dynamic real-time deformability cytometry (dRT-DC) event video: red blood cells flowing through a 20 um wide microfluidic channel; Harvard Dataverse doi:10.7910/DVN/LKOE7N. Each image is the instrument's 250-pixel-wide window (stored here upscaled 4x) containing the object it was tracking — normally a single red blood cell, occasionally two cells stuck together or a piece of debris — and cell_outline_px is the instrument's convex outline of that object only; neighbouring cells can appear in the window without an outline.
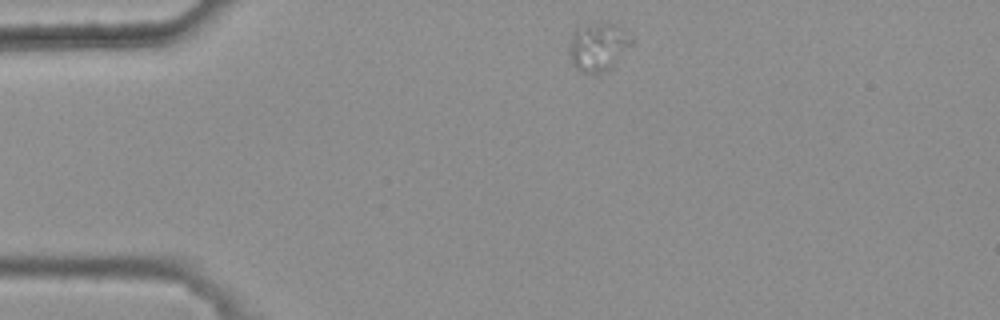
{"species": "common noctule bat (a hibernating species)", "species_latin": "Nyctalus noctula", "temperature_condition": "warm", "stored_images_in_passage": 41, "camera_frame_rate_fps": 3000, "um_per_image_px": 0.085, "animal": {"sex": "female", "body_mass_g": 25.1}, "frame": {"image": 1, "passage_image": 1, "time_ms": 0.0, "image_size_px": [1000, 320], "cell_outline_px": [[632, 44], [604, 72], [596, 76], [584, 72], [576, 68], [572, 64], [568, 48], [572, 36], [576, 28], [588, 24], [612, 24], [628, 32], [632, 40]], "centroid_in_image_um": [50.8, 4.0], "position_along_channel_um": 34.2, "area_um2": 17.17}}
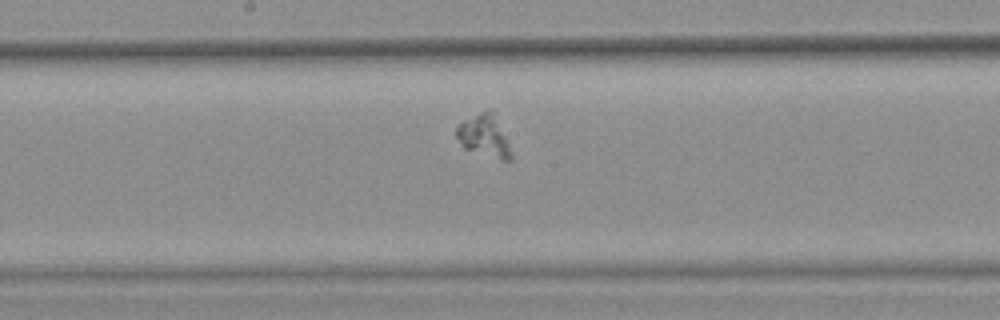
{"frame": {"image": 2, "passage_image": 19, "time_ms": 6.0, "image_size_px": [1000, 320], "cell_outline_px": [[512, 160], [504, 160], [464, 148], [456, 136], [456, 128], [464, 120], [488, 108], [492, 108], [508, 144], [512, 156]], "centroid_in_image_um": [41.15, 11.51], "position_along_channel_um": 207.1, "area_um2": 13.01}}
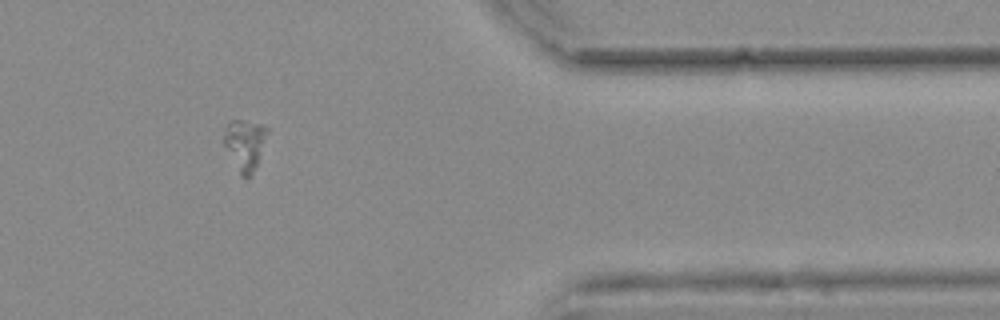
{"frame": {"image": 3, "passage_image": 36, "time_ms": 11.667, "image_size_px": [1000, 320], "cell_outline_px": [[268, 132], [256, 164], [252, 172], [248, 176], [240, 176], [224, 144], [224, 132], [228, 120], [240, 120], [264, 124], [268, 128]], "centroid_in_image_um": [20.8, 12.23], "position_along_channel_um": 390.6, "area_um2": 12.54}}